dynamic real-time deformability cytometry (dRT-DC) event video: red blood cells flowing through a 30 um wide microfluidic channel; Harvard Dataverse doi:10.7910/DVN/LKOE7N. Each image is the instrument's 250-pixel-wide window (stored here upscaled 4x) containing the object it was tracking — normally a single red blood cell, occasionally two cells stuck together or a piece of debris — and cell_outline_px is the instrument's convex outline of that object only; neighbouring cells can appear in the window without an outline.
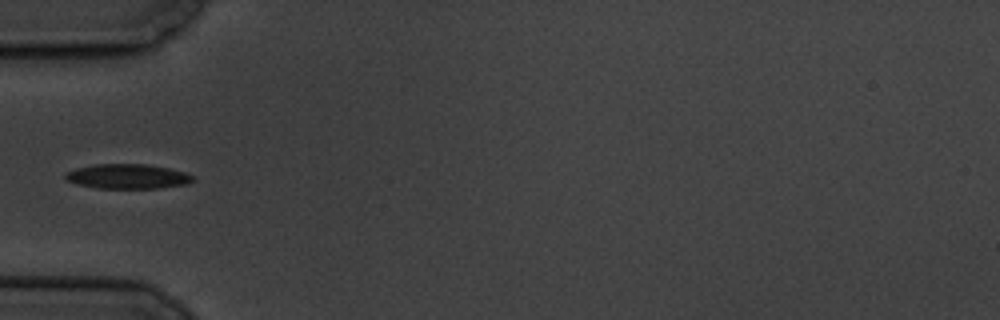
{"species": "common noctule bat (a hibernating species)", "species_latin": "Nyctalus noctula", "temperature_condition": "cold", "stored_images_in_passage": 15, "camera_frame_rate_fps": 3000, "um_per_image_px": 0.085, "animal": {"sex": "male", "body_mass_g": 19.5, "forearm_length_mm": 54.6}, "frame": {"image": 1, "passage_image": 5, "time_ms": 5.333, "image_size_px": [1000, 320], "cell_outline_px": [[196, 180], [184, 184], [156, 188], [96, 188], [76, 184], [64, 180], [64, 172], [76, 168], [92, 164], [148, 164], [168, 168], [184, 172], [192, 176]], "centroid_in_image_um": [10.76, 14.99], "position_along_channel_um": 74.2, "area_um2": 18.44}}
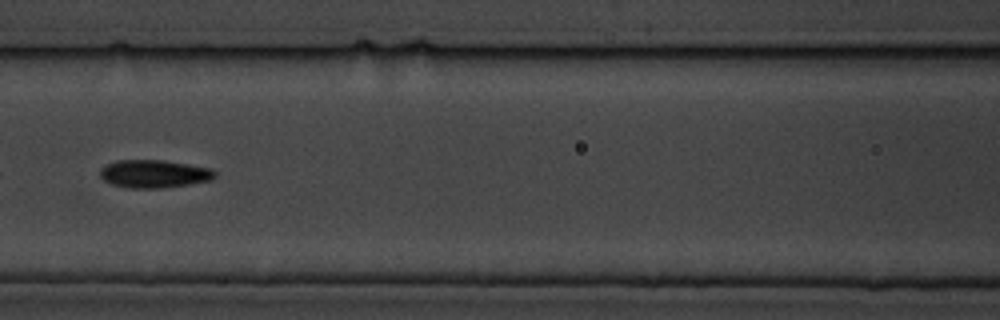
{"frame": {"image": 2, "passage_image": 7, "time_ms": 7.667, "image_size_px": [1000, 320], "cell_outline_px": [[216, 176], [212, 180], [188, 184], [160, 188], [128, 188], [112, 184], [104, 180], [100, 176], [100, 168], [116, 160], [160, 160], [188, 164], [212, 168], [216, 172]], "centroid_in_image_um": [13.1, 14.77], "position_along_channel_um": 153.5, "area_um2": 18.67}}
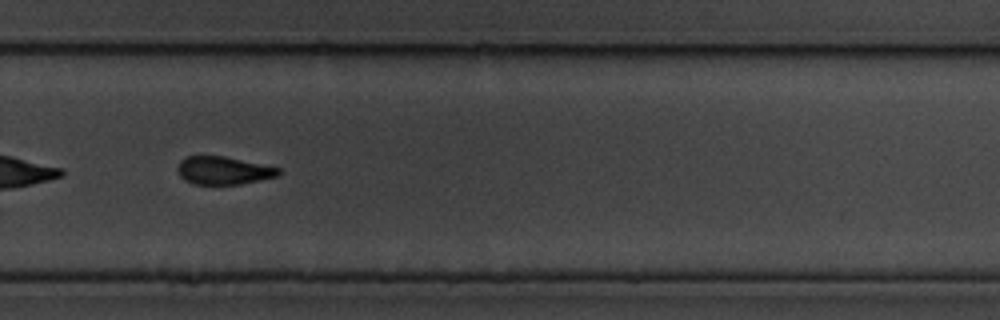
{"frame": {"image": 3, "passage_image": 11, "time_ms": 12.333, "image_size_px": [1000, 320], "cell_outline_px": [[280, 172], [276, 176], [260, 180], [240, 184], [196, 184], [184, 180], [180, 176], [176, 168], [180, 160], [184, 156], [224, 156], [280, 168]], "centroid_in_image_um": [18.94, 14.48], "position_along_channel_um": 310.9, "area_um2": 16.36}, "authors_computed_cell_mechanics": {"area_um2": 18.8428, "velocity_mm_per_s": 3.3909, "shape_relaxation_time_tau1_ms": 3.6527, "shape_relaxation_time_tau2_ms": 6.2731, "deformation_change_tau1": 0.1277, "deformation_change_tau2": 0.1258}}